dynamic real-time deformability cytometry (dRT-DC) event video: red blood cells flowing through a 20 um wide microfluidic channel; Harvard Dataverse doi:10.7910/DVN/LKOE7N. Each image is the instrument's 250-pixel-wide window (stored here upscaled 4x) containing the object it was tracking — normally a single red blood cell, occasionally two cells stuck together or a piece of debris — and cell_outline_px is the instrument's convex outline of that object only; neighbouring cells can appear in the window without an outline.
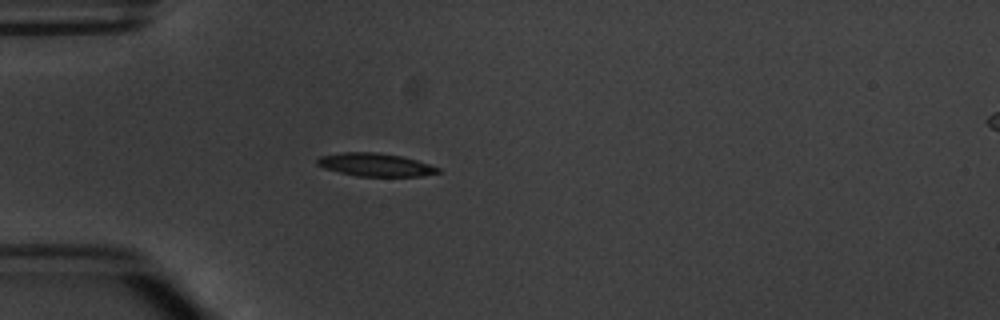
{"species": "common noctule bat (a hibernating species)", "species_latin": "Nyctalus noctula", "temperature_condition": "warm", "stored_images_in_passage": 6, "segment_of_instrument_passage": [1, 2], "camera_frame_rate_fps": 3000, "um_per_image_px": 0.085, "animal": {"sex": "male", "body_mass_g": 20.1, "forearm_length_mm": 53.5}, "frame": {"image": 1, "passage_image": 5, "time_ms": 4.667, "image_size_px": [1000, 320], "cell_outline_px": [[444, 172], [424, 176], [356, 176], [324, 168], [316, 164], [316, 160], [320, 156], [344, 152], [376, 152], [400, 156], [416, 160], [440, 168]], "centroid_in_image_um": [31.93, 14.01], "position_along_channel_um": 53.1, "area_um2": 16.24}}